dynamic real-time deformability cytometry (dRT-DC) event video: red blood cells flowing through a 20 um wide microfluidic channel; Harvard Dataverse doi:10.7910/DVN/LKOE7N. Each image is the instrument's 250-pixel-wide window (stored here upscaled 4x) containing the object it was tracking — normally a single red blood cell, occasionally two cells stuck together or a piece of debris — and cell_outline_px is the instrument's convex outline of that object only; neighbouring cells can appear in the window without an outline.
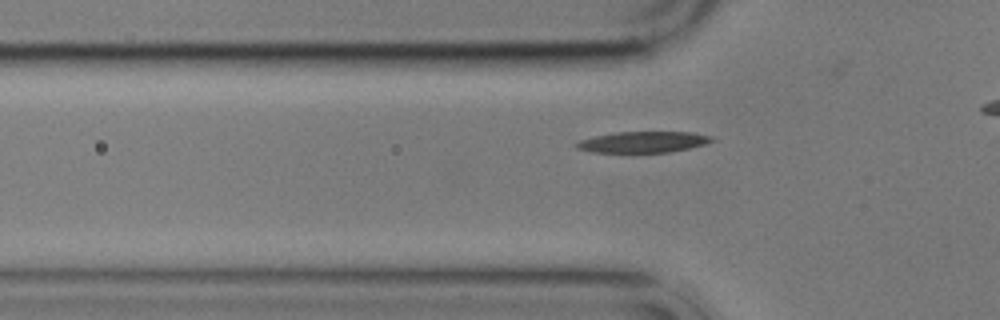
{"species": "common noctule bat (a hibernating species)", "species_latin": "Nyctalus noctula", "temperature_condition": "cold", "stored_images_in_passage": 4, "segment_of_instrument_passage": [2, 2], "camera_frame_rate_fps": 3000, "um_per_image_px": 0.085, "animal": {"sex": "male", "body_mass_g": 17.9}, "frame": {"image": 1, "passage_image": 4, "time_ms": 7.0, "image_size_px": [1000, 320], "cell_outline_px": [[716, 140], [704, 144], [688, 148], [668, 152], [592, 152], [576, 148], [572, 144], [580, 140], [596, 136], [616, 132], [692, 132], [712, 136]], "centroid_in_image_um": [54.65, 12.07], "position_along_channel_um": 71.1, "area_um2": 16.53}}